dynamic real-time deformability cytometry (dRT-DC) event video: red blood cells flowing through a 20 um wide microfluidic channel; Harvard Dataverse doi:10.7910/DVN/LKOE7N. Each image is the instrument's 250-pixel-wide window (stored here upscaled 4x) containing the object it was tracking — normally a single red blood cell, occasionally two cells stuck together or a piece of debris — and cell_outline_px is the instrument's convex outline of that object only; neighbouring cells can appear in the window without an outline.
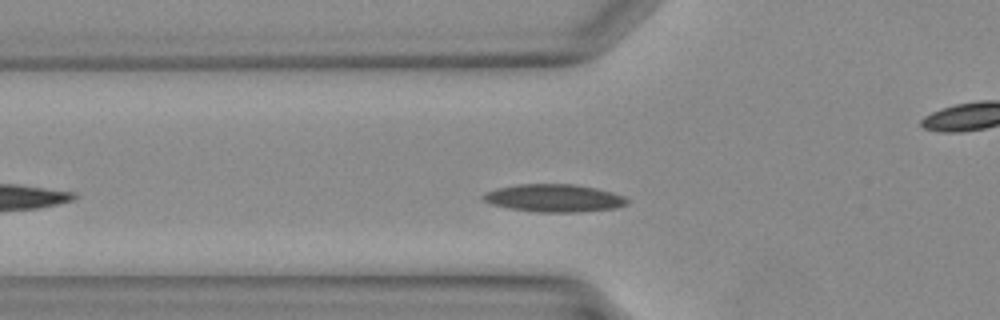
{"species": "Egyptian fruit bat (a non-hibernating species)", "species_latin": "Rousettus aegyptiacus", "temperature_condition": "warm", "stored_images_in_passage": 28, "camera_frame_rate_fps": 3000, "um_per_image_px": 0.085, "animal": {"sex": "female"}, "frame": {"image": 1, "passage_image": 5, "time_ms": 1.333, "image_size_px": [1000, 320], "cell_outline_px": [[628, 204], [616, 208], [580, 212], [536, 212], [508, 208], [492, 204], [484, 200], [480, 196], [484, 192], [496, 188], [520, 184], [572, 184], [596, 188], [624, 196], [628, 200]], "centroid_in_image_um": [47.07, 16.84], "position_along_channel_um": 78.7, "area_um2": 23.29}}